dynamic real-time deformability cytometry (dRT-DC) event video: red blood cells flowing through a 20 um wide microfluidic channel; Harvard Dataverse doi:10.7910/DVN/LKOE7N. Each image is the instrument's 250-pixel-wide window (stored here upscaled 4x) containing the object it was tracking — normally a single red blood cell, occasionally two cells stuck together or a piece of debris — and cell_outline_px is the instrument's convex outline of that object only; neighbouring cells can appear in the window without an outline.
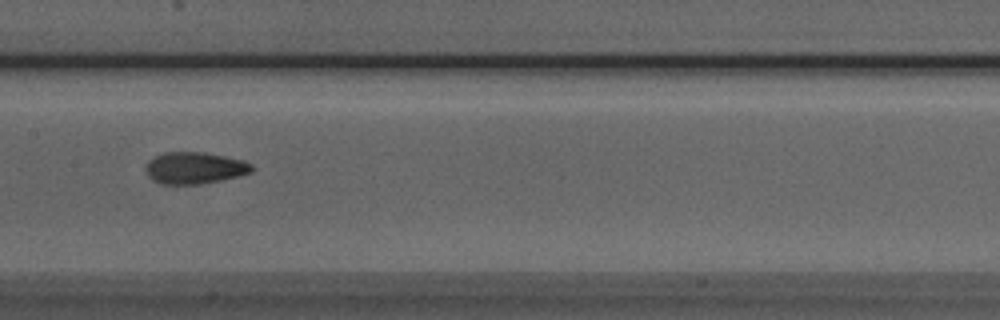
{"species": "Egyptian fruit bat (a non-hibernating species)", "species_latin": "Rousettus aegyptiacus", "temperature_condition": "room temperature", "stored_images_in_passage": 7, "camera_frame_rate_fps": 3000, "um_per_image_px": 0.085, "animal": {"sex": "male"}, "frame": {"image": 1, "passage_image": 7, "time_ms": 7.0, "image_size_px": [1000, 320], "cell_outline_px": [[256, 168], [252, 172], [220, 180], [200, 184], [160, 184], [152, 180], [148, 176], [144, 168], [148, 160], [164, 152], [204, 152], [244, 160], [252, 164]], "centroid_in_image_um": [16.53, 14.27], "position_along_channel_um": 190.9, "area_um2": 19.77}}